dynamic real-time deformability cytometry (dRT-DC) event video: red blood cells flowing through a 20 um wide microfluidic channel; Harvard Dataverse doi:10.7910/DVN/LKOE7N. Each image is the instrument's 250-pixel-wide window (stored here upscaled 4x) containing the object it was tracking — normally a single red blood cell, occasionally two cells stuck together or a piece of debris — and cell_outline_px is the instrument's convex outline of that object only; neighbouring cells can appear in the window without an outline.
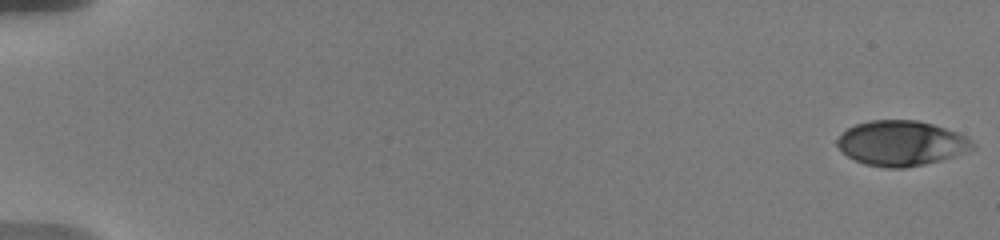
{"species": "human", "species_latin": "Homo sapiens", "temperature_condition": "warm", "stored_images_in_passage": 20, "camera_frame_rate_fps": 3000, "um_per_image_px": 0.085, "donor": {"sex": "male"}, "frame": {"image": 1, "passage_image": 1, "time_ms": 0.0, "image_size_px": [1000, 240], "cell_outline_px": [[976, 148], [968, 152], [940, 160], [924, 164], [904, 168], [884, 168], [864, 164], [848, 156], [836, 144], [836, 140], [848, 128], [856, 124], [868, 120], [916, 120], [932, 124], [968, 136], [976, 144]], "centroid_in_image_um": [76.65, 12.18], "position_along_channel_um": 8.4, "area_um2": 35.6}}
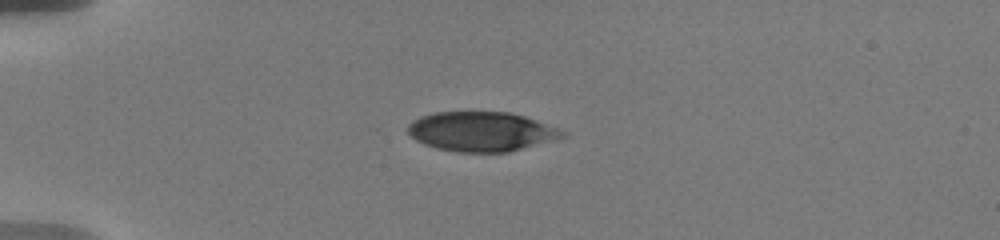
{"frame": {"image": 2, "passage_image": 16, "time_ms": 5.0, "image_size_px": [1000, 240], "cell_outline_px": [[568, 136], [556, 140], [508, 152], [460, 152], [436, 148], [424, 144], [416, 140], [408, 132], [408, 124], [412, 120], [420, 116], [432, 112], [512, 112], [560, 128], [568, 132]], "centroid_in_image_um": [40.96, 11.18], "position_along_channel_um": 44.0, "area_um2": 35.95}}